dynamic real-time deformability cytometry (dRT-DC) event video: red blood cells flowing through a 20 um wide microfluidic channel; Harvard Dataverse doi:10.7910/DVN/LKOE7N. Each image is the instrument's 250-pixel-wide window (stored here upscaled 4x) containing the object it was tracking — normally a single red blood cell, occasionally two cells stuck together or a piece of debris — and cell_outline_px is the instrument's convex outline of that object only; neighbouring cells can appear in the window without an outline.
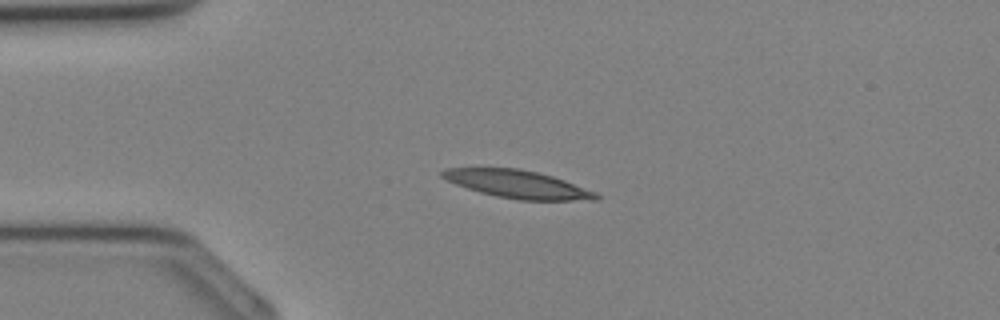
{"species": "Egyptian fruit bat (a non-hibernating species)", "species_latin": "Rousettus aegyptiacus", "temperature_condition": "cold", "stored_images_in_passage": 27, "camera_frame_rate_fps": 3000, "um_per_image_px": 0.085, "animal": {"sex": "female"}, "frame": {"image": 1, "passage_image": 1, "time_ms": 0.0, "image_size_px": [1000, 320], "cell_outline_px": [[600, 200], [520, 200], [496, 196], [480, 192], [456, 184], [440, 176], [440, 172], [444, 168], [516, 168], [536, 172], [552, 176], [564, 180], [596, 192], [600, 196]], "centroid_in_image_um": [44.0, 15.66], "position_along_channel_um": 41.0, "area_um2": 24.74}}
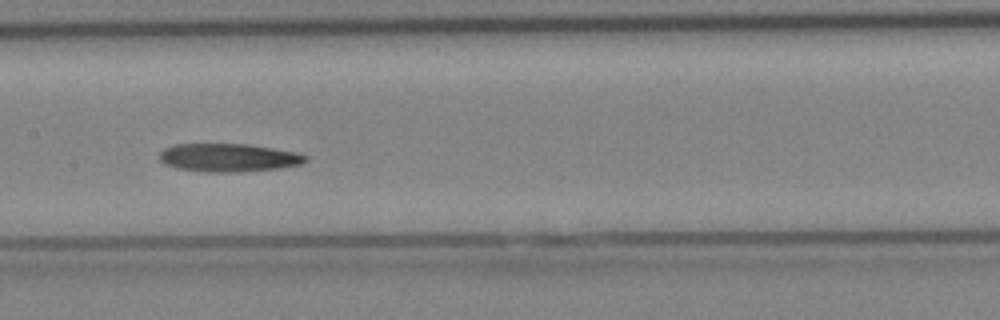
{"frame": {"image": 2, "passage_image": 10, "time_ms": 3.0, "image_size_px": [1000, 320], "cell_outline_px": [[308, 160], [300, 164], [280, 168], [232, 172], [204, 172], [176, 168], [164, 164], [160, 160], [160, 152], [164, 148], [172, 144], [248, 144], [296, 152], [308, 156]], "centroid_in_image_um": [19.4, 13.39], "position_along_channel_um": 188.0, "area_um2": 24.04}}
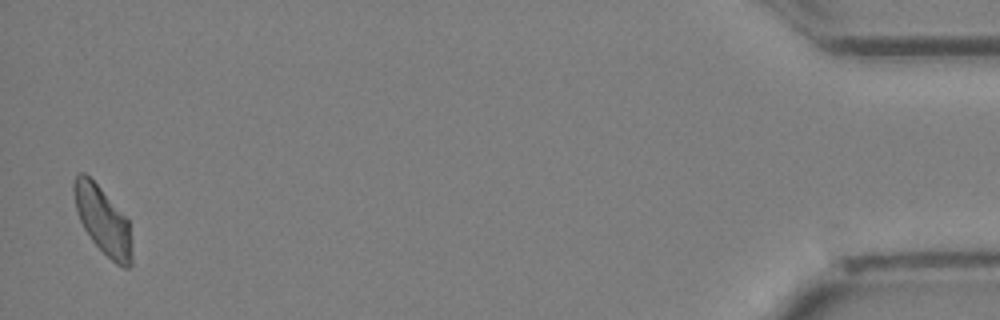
{"frame": {"image": 3, "passage_image": 27, "time_ms": 8.667, "image_size_px": [1000, 320], "cell_outline_px": [[132, 264], [128, 268], [124, 268], [116, 264], [92, 240], [84, 228], [80, 220], [76, 208], [72, 188], [72, 184], [76, 176], [80, 172], [84, 172], [100, 188], [128, 220], [132, 256]], "centroid_in_image_um": [8.73, 18.74], "position_along_channel_um": 426.5, "area_um2": 22.25}}